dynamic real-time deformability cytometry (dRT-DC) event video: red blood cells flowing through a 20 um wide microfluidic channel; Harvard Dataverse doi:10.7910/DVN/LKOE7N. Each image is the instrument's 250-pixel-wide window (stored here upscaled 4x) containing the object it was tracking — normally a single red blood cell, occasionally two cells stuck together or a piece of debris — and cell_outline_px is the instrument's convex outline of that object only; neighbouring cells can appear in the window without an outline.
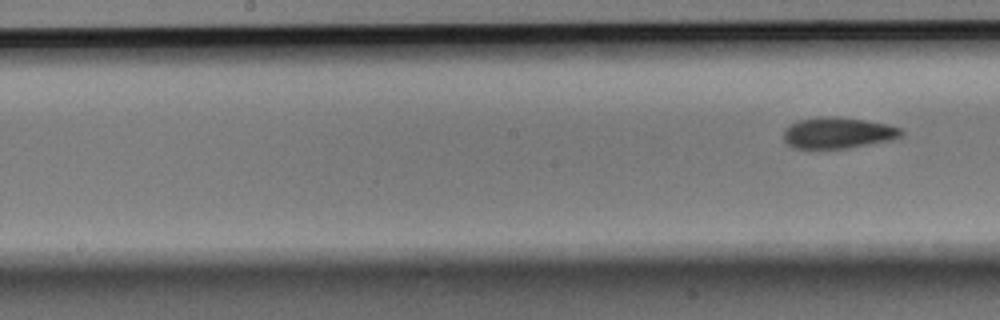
{"species": "Egyptian fruit bat (a non-hibernating species)", "species_latin": "Rousettus aegyptiacus", "temperature_condition": "room temperature", "stored_images_in_passage": 8, "segment_of_instrument_passage": [2, 2], "camera_frame_rate_fps": 3000, "um_per_image_px": 0.085, "animal": {"sex": "male"}, "frame": {"image": 1, "passage_image": 8, "time_ms": 2.333, "image_size_px": [1000, 320], "cell_outline_px": [[904, 132], [900, 136], [892, 140], [872, 144], [848, 148], [796, 148], [788, 144], [784, 140], [784, 128], [800, 120], [824, 116], [836, 116], [864, 120], [888, 124], [900, 128]], "centroid_in_image_um": [71.25, 11.29], "position_along_channel_um": 177.0, "area_um2": 21.27}}